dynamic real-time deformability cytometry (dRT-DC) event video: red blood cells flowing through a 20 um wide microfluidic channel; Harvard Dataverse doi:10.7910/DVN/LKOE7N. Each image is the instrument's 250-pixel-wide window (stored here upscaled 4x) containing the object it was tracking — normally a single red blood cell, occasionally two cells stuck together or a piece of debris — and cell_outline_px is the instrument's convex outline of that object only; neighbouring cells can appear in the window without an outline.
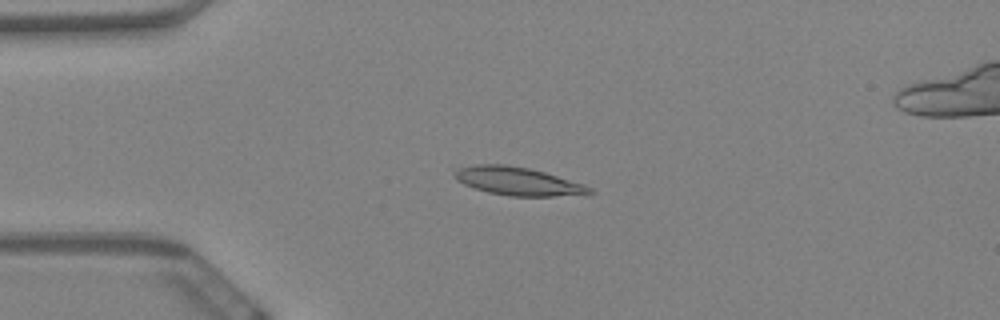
{"species": "Egyptian fruit bat (a non-hibernating species)", "species_latin": "Rousettus aegyptiacus", "temperature_condition": "warm", "stored_images_in_passage": 32, "camera_frame_rate_fps": 3000, "um_per_image_px": 0.085, "animal": {"sex": "female"}, "frame": {"image": 1, "passage_image": 15, "time_ms": 4.667, "image_size_px": [1000, 320], "cell_outline_px": [[596, 192], [588, 196], [508, 196], [488, 192], [464, 184], [456, 180], [452, 176], [460, 168], [476, 164], [504, 164], [528, 168], [544, 172], [584, 184], [592, 188]], "centroid_in_image_um": [44.12, 15.43], "position_along_channel_um": 40.9, "area_um2": 22.37}}
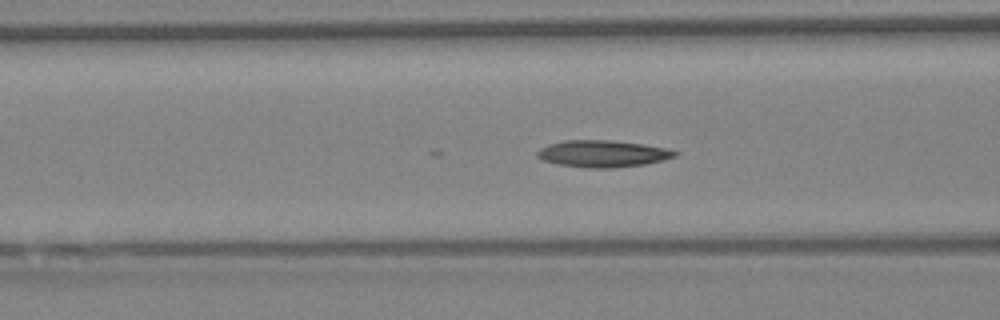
{"frame": {"image": 2, "passage_image": 24, "time_ms": 7.667, "image_size_px": [1000, 320], "cell_outline_px": [[680, 152], [676, 156], [664, 160], [644, 164], [612, 168], [588, 168], [560, 164], [544, 160], [536, 156], [536, 152], [540, 148], [548, 144], [564, 140], [608, 140], [640, 144], [668, 148]], "centroid_in_image_um": [51.24, 13.06], "position_along_channel_um": 115.4, "area_um2": 21.44}}
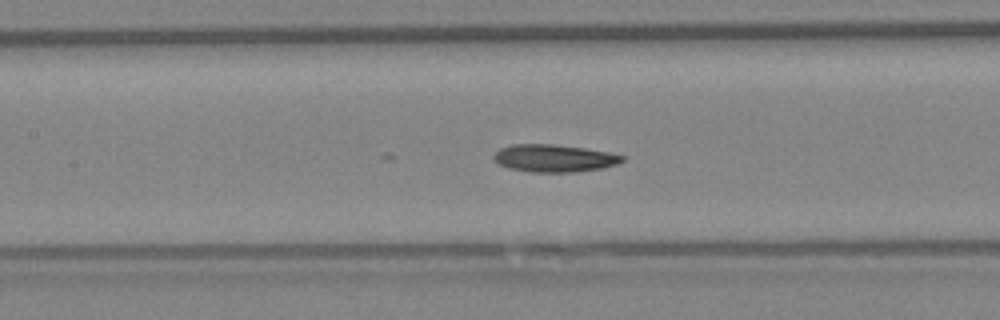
{"frame": {"image": 3, "passage_image": 28, "time_ms": 9.0, "image_size_px": [1000, 320], "cell_outline_px": [[624, 160], [616, 164], [604, 168], [576, 172], [532, 172], [508, 168], [492, 160], [492, 156], [500, 148], [512, 144], [552, 144], [584, 148], [608, 152], [624, 156]], "centroid_in_image_um": [47.08, 13.45], "position_along_channel_um": 160.3, "area_um2": 20.63}}